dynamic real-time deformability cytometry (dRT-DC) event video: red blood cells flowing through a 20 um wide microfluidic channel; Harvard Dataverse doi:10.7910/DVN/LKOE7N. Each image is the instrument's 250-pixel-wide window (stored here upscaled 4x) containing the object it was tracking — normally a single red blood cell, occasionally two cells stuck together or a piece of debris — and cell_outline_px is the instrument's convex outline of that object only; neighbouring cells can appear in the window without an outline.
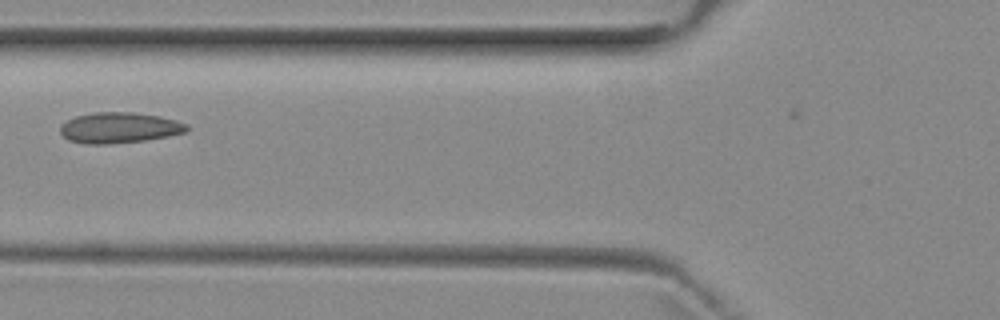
{"species": "common noctule bat (a hibernating species)", "species_latin": "Nyctalus noctula", "temperature_condition": "room temperature", "stored_images_in_passage": 6, "camera_frame_rate_fps": 3000, "um_per_image_px": 0.085, "animal": {"sex": "female", "body_mass_g": 29.2, "forearm_length_mm": 56.3}, "frame": {"image": 1, "passage_image": 5, "time_ms": 5.667, "image_size_px": [1000, 320], "cell_outline_px": [[188, 128], [184, 132], [168, 136], [144, 140], [108, 144], [84, 144], [68, 140], [60, 132], [60, 124], [76, 116], [92, 112], [132, 112], [160, 116], [176, 120], [188, 124]], "centroid_in_image_um": [10.11, 10.85], "position_along_channel_um": 115.7, "area_um2": 22.66}}
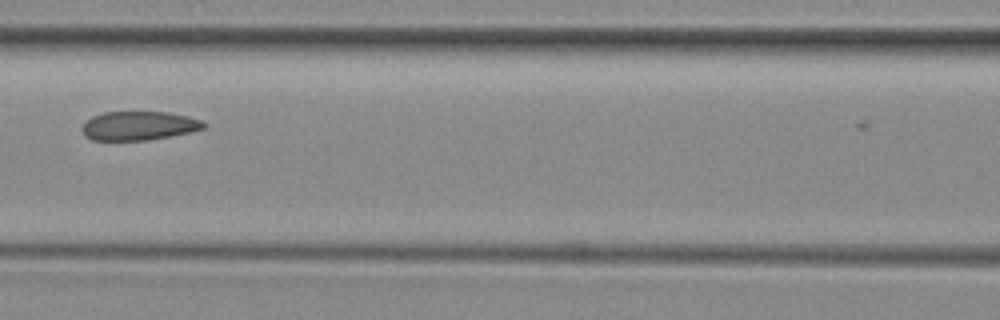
{"frame": {"image": 2, "passage_image": 6, "time_ms": 6.667, "image_size_px": [1000, 320], "cell_outline_px": [[208, 124], [204, 128], [192, 132], [148, 140], [92, 140], [84, 136], [80, 128], [84, 120], [92, 116], [104, 112], [168, 112], [188, 116], [200, 120]], "centroid_in_image_um": [11.76, 10.69], "position_along_channel_um": 154.8, "area_um2": 20.75}}